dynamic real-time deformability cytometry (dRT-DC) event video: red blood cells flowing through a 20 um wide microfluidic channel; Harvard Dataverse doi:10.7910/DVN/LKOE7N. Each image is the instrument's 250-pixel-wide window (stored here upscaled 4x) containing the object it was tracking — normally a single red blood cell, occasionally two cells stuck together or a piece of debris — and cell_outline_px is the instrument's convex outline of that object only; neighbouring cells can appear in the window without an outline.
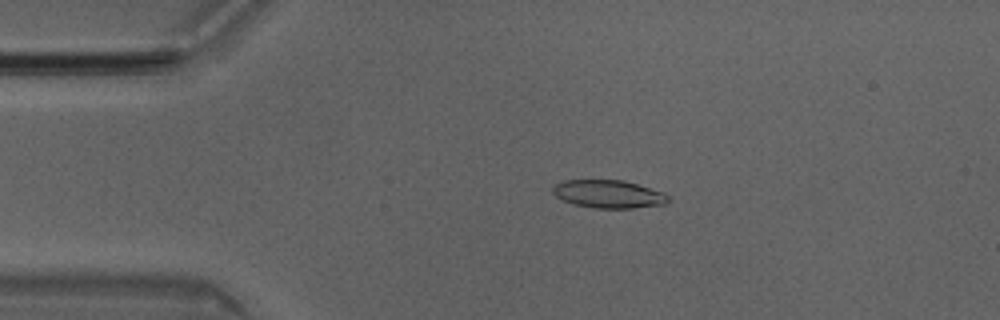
{"species": "Egyptian fruit bat (a non-hibernating species)", "species_latin": "Rousettus aegyptiacus", "temperature_condition": "room temperature", "stored_images_in_passage": 50, "camera_frame_rate_fps": 3000, "um_per_image_px": 0.085, "animal": {"sex": "male"}, "frame": {"image": 1, "passage_image": 10, "time_ms": 3.0, "image_size_px": [1000, 320], "cell_outline_px": [[668, 200], [664, 204], [632, 208], [592, 208], [572, 204], [556, 196], [552, 192], [552, 188], [556, 184], [564, 180], [624, 180], [664, 192], [668, 196]], "centroid_in_image_um": [51.71, 16.49], "position_along_channel_um": 33.3, "area_um2": 18.79}}
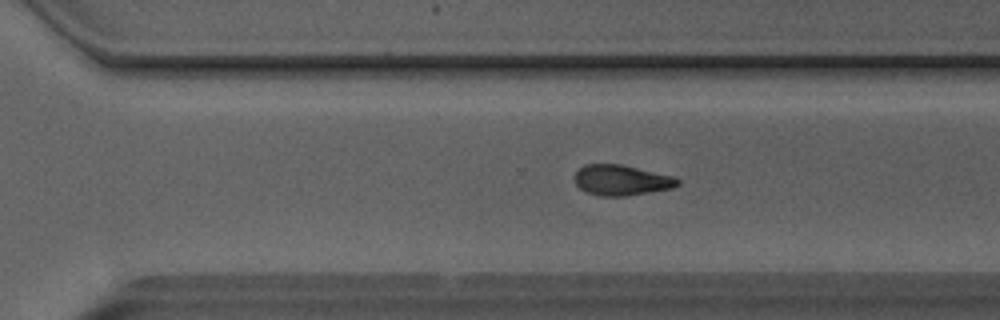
{"frame": {"image": 2, "passage_image": 34, "time_ms": 11.0, "image_size_px": [1000, 320], "cell_outline_px": [[680, 184], [672, 188], [624, 196], [600, 196], [584, 192], [576, 184], [572, 176], [584, 164], [620, 164], [672, 176], [680, 180]], "centroid_in_image_um": [52.76, 15.32], "position_along_channel_um": 317.8, "area_um2": 18.26}}
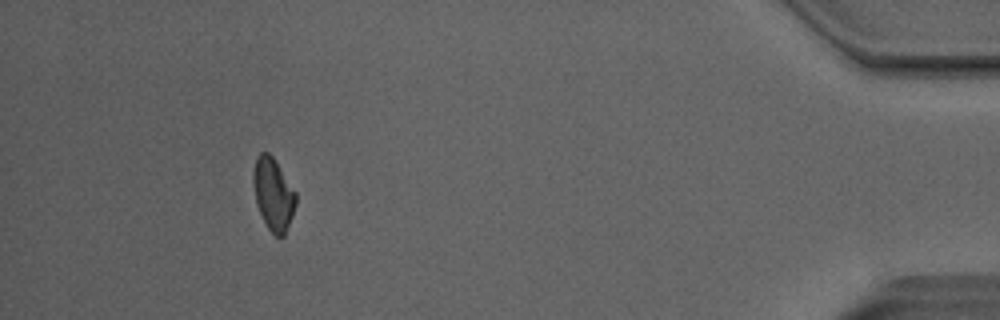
{"frame": {"image": 3, "passage_image": 46, "time_ms": 15.0, "image_size_px": [1000, 320], "cell_outline_px": [[296, 204], [292, 216], [284, 236], [280, 240], [268, 228], [256, 204], [252, 184], [252, 172], [256, 156], [260, 152], [268, 152], [272, 156], [296, 192]], "centroid_in_image_um": [23.21, 16.5], "position_along_channel_um": 412.0, "area_um2": 18.03}, "authors_computed_cell_mechanics": {"area_um2": 18.5827, "velocity_mm_per_s": 4.041, "shape_relaxation_time_tau1_ms": null, "shape_relaxation_time_tau2_ms": 4.1752, "deformation_change_tau1": null, "deformation_change_tau2": 0.1079}}